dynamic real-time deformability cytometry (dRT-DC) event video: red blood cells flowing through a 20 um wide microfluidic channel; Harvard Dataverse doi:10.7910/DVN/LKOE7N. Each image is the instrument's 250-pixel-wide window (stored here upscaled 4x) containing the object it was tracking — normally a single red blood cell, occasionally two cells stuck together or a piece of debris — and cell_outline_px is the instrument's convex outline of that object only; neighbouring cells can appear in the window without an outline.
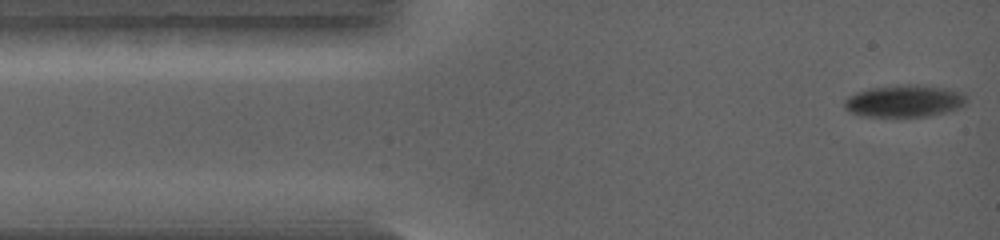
{"species": "common noctule bat (a hibernating species)", "species_latin": "Nyctalus noctula", "temperature_condition": "warm", "stored_images_in_passage": 47, "camera_frame_rate_fps": 5000, "um_per_image_px": 0.085, "animal": {"sex": "female", "body_mass_g": 19.0, "forearm_length_mm": 56.7}, "frame": {"image": 1, "passage_image": 1, "time_ms": 0.0, "image_size_px": [1000, 240], "cell_outline_px": [[964, 104], [956, 108], [944, 112], [928, 116], [860, 116], [844, 108], [844, 100], [848, 96], [856, 92], [868, 88], [904, 84], [916, 84], [944, 88], [960, 92], [964, 96]], "centroid_in_image_um": [76.79, 8.57], "position_along_channel_um": 8.2, "area_um2": 22.54}}
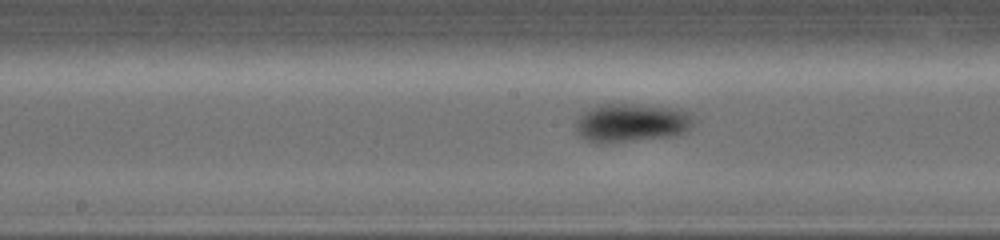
{"frame": {"image": 2, "passage_image": 19, "time_ms": 3.6, "image_size_px": [1000, 240], "cell_outline_px": [[692, 124], [688, 132], [676, 136], [600, 144], [596, 144], [580, 136], [576, 132], [576, 120], [588, 108], [600, 104], [640, 104], [680, 108], [692, 112]], "centroid_in_image_um": [53.71, 10.43], "position_along_channel_um": 194.5, "area_um2": 27.11}}
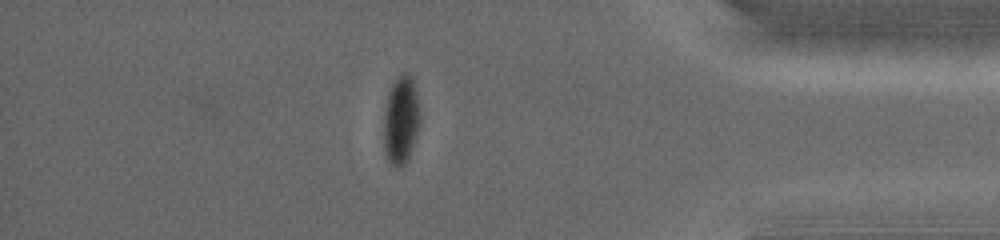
{"frame": {"image": 3, "passage_image": 40, "time_ms": 7.8, "image_size_px": [1000, 240], "cell_outline_px": [[420, 120], [408, 160], [404, 164], [396, 168], [384, 156], [384, 112], [388, 96], [392, 84], [404, 72], [412, 76], [420, 108]], "centroid_in_image_um": [34.08, 10.23], "position_along_channel_um": 401.1, "area_um2": 18.5}}